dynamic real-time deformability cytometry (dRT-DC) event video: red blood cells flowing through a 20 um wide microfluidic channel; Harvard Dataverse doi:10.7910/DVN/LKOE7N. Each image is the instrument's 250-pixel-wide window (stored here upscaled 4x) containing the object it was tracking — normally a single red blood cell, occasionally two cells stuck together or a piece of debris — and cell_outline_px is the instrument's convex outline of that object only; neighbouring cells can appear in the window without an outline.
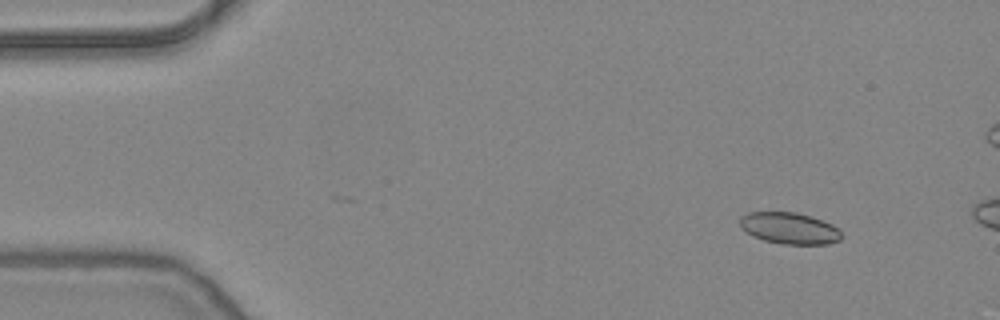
{"species": "common noctule bat (a hibernating species)", "species_latin": "Nyctalus noctula", "temperature_condition": "warm", "stored_images_in_passage": 7, "camera_frame_rate_fps": 3000, "um_per_image_px": 0.085, "animal": {"sex": "female", "body_mass_g": 24.6, "forearm_length_mm": 56.2}, "frame": {"image": 1, "passage_image": 2, "time_ms": 0.333, "image_size_px": [1000, 320], "cell_outline_px": [[840, 240], [828, 244], [780, 244], [764, 240], [752, 236], [740, 228], [740, 216], [748, 212], [796, 212], [812, 216], [832, 224], [840, 232]], "centroid_in_image_um": [67.06, 19.39], "position_along_channel_um": 17.9, "area_um2": 18.73}}